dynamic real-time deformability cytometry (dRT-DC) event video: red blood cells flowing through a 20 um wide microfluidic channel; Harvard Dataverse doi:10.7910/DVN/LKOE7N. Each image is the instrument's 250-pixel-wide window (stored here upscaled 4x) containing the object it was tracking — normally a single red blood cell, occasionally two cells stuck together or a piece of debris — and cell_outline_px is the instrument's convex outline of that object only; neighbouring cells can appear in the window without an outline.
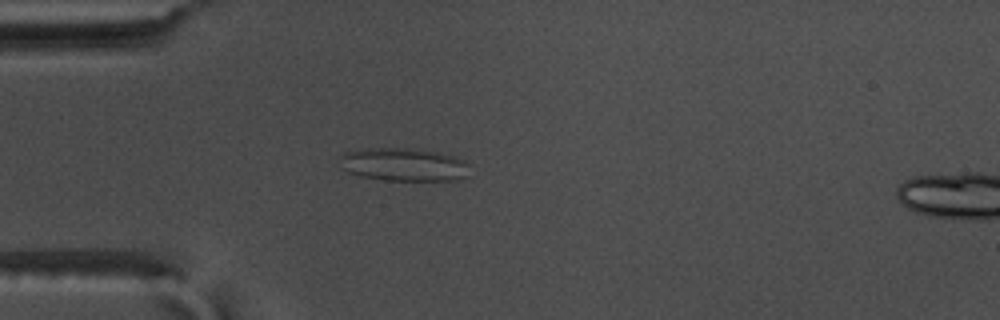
{"species": "common noctule bat (a hibernating species)", "species_latin": "Nyctalus noctula", "temperature_condition": "warm", "stored_images_in_passage": 56, "camera_frame_rate_fps": 3000, "um_per_image_px": 0.085, "animal": {"sex": "male", "body_mass_g": 17.5, "forearm_length_mm": 52.3}, "frame": {"image": 1, "passage_image": 16, "time_ms": 5.0, "image_size_px": [1000, 320], "cell_outline_px": [[468, 176], [456, 180], [384, 180], [360, 176], [348, 172], [340, 168], [340, 156], [344, 152], [368, 148], [408, 148], [436, 152], [452, 156], [464, 160], [468, 164]], "centroid_in_image_um": [34.28, 13.99], "position_along_channel_um": 50.7, "area_um2": 25.09}}
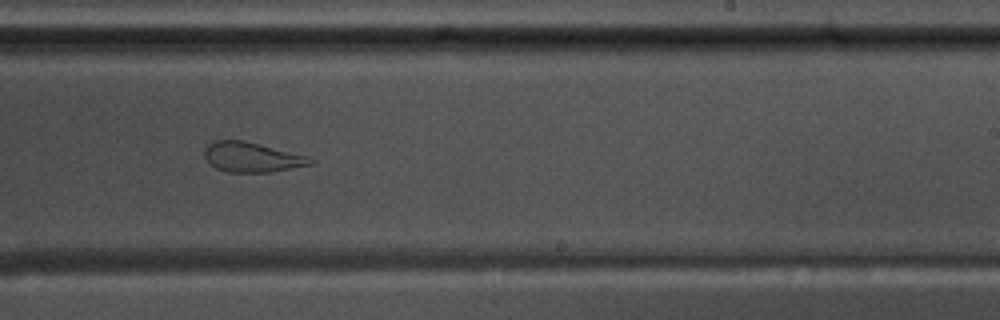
{"frame": {"image": 2, "passage_image": 35, "time_ms": 11.333, "image_size_px": [1000, 320], "cell_outline_px": [[316, 160], [312, 164], [272, 172], [228, 172], [216, 168], [204, 156], [204, 148], [212, 140], [244, 140], [308, 156]], "centroid_in_image_um": [21.41, 13.35], "position_along_channel_um": 267.6, "area_um2": 18.44}}
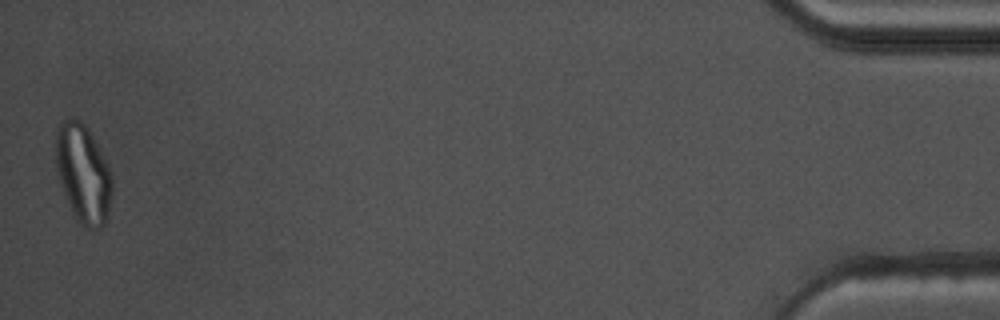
{"frame": {"image": 3, "passage_image": 56, "time_ms": 18.333, "image_size_px": [1000, 320], "cell_outline_px": [[112, 192], [108, 216], [104, 224], [100, 228], [88, 228], [76, 220], [72, 216], [60, 180], [56, 164], [56, 128], [64, 120], [72, 116], [80, 120], [88, 128], [112, 176]], "centroid_in_image_um": [7.06, 14.77], "position_along_channel_um": 428.1, "area_um2": 32.08}, "authors_computed_cell_mechanics": {"area_um2": 25.7788, "velocity_mm_per_s": 3.613, "shape_relaxation_time_tau1_ms": null, "shape_relaxation_time_tau2_ms": 1.7092, "deformation_change_tau1": null, "deformation_change_tau2": 0.0768}}